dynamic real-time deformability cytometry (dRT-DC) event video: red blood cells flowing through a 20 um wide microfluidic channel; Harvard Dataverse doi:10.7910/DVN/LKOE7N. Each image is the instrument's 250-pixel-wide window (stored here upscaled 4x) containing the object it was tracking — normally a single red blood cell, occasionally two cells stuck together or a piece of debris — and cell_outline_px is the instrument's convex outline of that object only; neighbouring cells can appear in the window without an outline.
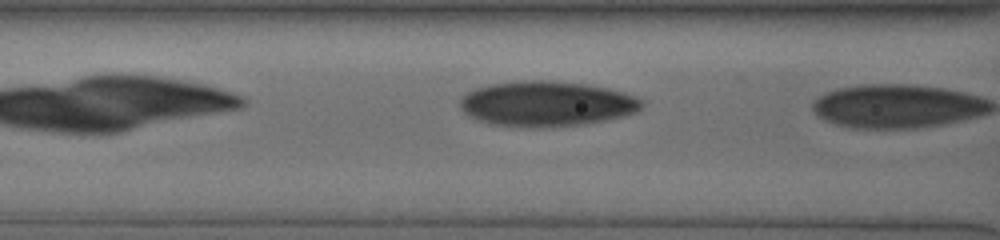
{"species": "human", "species_latin": "Homo sapiens", "temperature_condition": "cold", "stored_images_in_passage": 9, "camera_frame_rate_fps": 3000, "um_per_image_px": 0.085, "donor": {"sex": "male"}, "frame": {"image": 1, "passage_image": 8, "time_ms": 2.333, "image_size_px": [1000, 240], "cell_outline_px": [[644, 104], [636, 112], [604, 120], [580, 124], [492, 124], [480, 120], [464, 112], [460, 104], [460, 100], [468, 92], [476, 88], [492, 84], [528, 80], [552, 80], [584, 84], [608, 88], [644, 100]], "centroid_in_image_um": [46.49, 8.76], "position_along_channel_um": 120.1, "area_um2": 45.95}}